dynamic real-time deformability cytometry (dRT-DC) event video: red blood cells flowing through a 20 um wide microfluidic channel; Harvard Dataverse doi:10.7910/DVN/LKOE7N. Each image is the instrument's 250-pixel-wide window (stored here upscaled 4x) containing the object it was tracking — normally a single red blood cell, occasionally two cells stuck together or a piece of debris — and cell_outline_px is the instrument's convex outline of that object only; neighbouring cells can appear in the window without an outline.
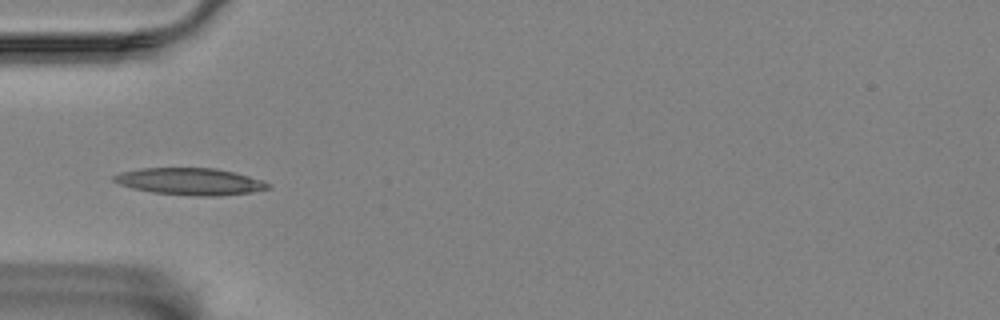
{"species": "Egyptian fruit bat (a non-hibernating species)", "species_latin": "Rousettus aegyptiacus", "temperature_condition": "room temperature", "stored_images_in_passage": 40, "camera_frame_rate_fps": 3000, "um_per_image_px": 0.085, "animal": {"sex": "female"}, "frame": {"image": 1, "passage_image": 1, "time_ms": 0.0, "image_size_px": [1000, 320], "cell_outline_px": [[272, 188], [252, 192], [220, 196], [192, 196], [152, 192], [132, 188], [120, 184], [112, 180], [112, 176], [120, 172], [140, 168], [216, 168], [236, 172], [272, 184]], "centroid_in_image_um": [16.18, 15.43], "position_along_channel_um": 68.8, "area_um2": 24.39}}
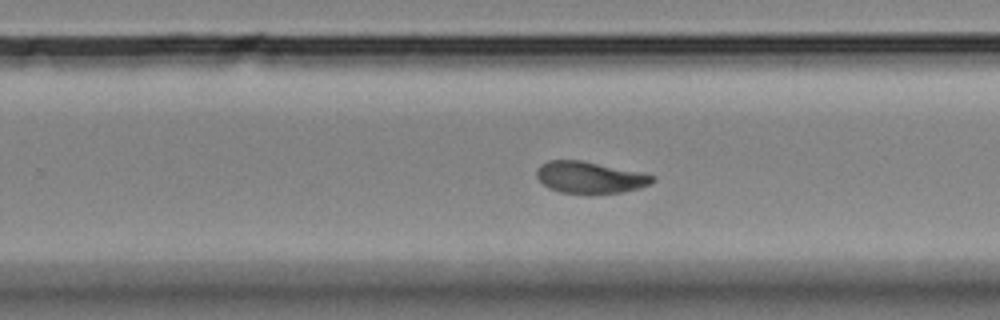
{"frame": {"image": 2, "passage_image": 19, "time_ms": 6.0, "image_size_px": [1000, 320], "cell_outline_px": [[656, 180], [640, 188], [624, 192], [584, 196], [560, 192], [548, 188], [536, 176], [536, 168], [540, 164], [548, 160], [580, 160], [640, 172], [656, 176]], "centroid_in_image_um": [50.12, 15.11], "position_along_channel_um": 279.7, "area_um2": 21.96}}
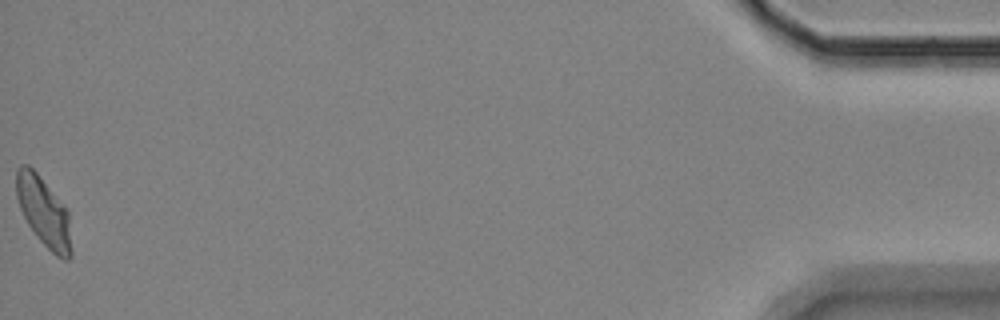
{"frame": {"image": 3, "passage_image": 40, "time_ms": 13.0, "image_size_px": [1000, 320], "cell_outline_px": [[72, 256], [68, 260], [64, 260], [56, 256], [40, 240], [28, 224], [20, 208], [16, 196], [16, 168], [20, 164], [28, 164], [36, 172], [68, 208], [72, 252]], "centroid_in_image_um": [3.73, 18.0], "position_along_channel_um": 431.5, "area_um2": 22.43}, "authors_computed_cell_mechanics": {"area_um2": 21.8195, "velocity_mm_per_s": 3.5038, "shape_relaxation_time_tau1_ms": 7.9039, "shape_relaxation_time_tau2_ms": 3.0692, "deformation_change_tau1": 0.226, "deformation_change_tau2": 0.0689}}